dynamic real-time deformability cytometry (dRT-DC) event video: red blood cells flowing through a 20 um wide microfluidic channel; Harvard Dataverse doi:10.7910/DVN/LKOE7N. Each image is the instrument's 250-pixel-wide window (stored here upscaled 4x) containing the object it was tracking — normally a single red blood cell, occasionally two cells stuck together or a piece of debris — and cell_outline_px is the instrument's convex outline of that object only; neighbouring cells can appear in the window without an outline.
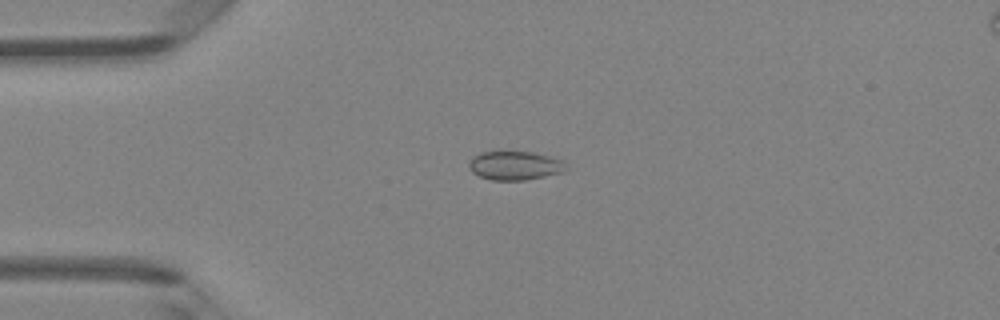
{"species": "Egyptian fruit bat (a non-hibernating species)", "species_latin": "Rousettus aegyptiacus", "temperature_condition": "room temperature", "stored_images_in_passage": 47, "camera_frame_rate_fps": 3000, "um_per_image_px": 0.085, "animal": {"sex": "female"}, "frame": {"image": 1, "passage_image": 12, "time_ms": 3.667, "image_size_px": [1000, 320], "cell_outline_px": [[568, 168], [564, 172], [524, 180], [492, 180], [480, 176], [472, 172], [468, 168], [468, 164], [472, 156], [480, 152], [532, 152], [564, 160]], "centroid_in_image_um": [43.77, 14.07], "position_along_channel_um": 41.2, "area_um2": 16.36}}
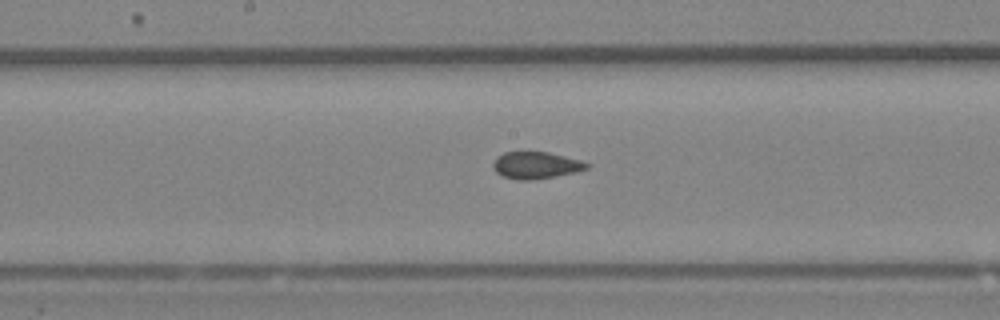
{"frame": {"image": 2, "passage_image": 25, "time_ms": 8.0, "image_size_px": [1000, 320], "cell_outline_px": [[592, 164], [588, 168], [576, 172], [556, 176], [532, 180], [516, 180], [504, 176], [496, 172], [492, 168], [492, 164], [496, 156], [504, 152], [548, 152], [580, 160]], "centroid_in_image_um": [45.54, 14.05], "position_along_channel_um": 202.7, "area_um2": 14.8}}
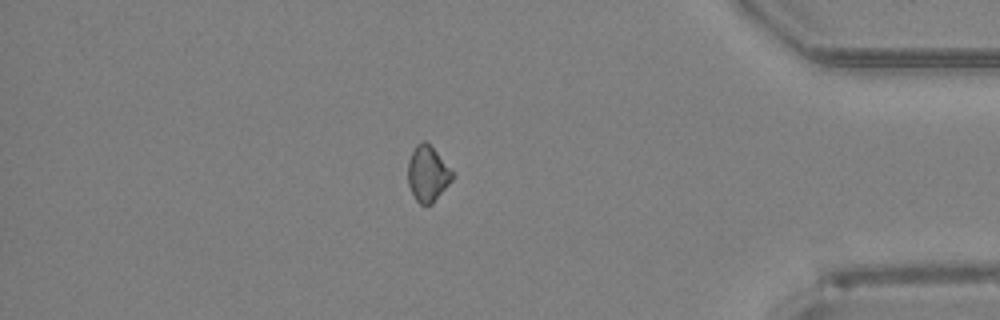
{"frame": {"image": 3, "passage_image": 41, "time_ms": 13.333, "image_size_px": [1000, 320], "cell_outline_px": [[456, 176], [432, 204], [420, 204], [416, 200], [408, 184], [408, 160], [416, 144], [424, 140], [436, 152]], "centroid_in_image_um": [36.35, 14.78], "position_along_channel_um": 398.8, "area_um2": 14.22}, "authors_computed_cell_mechanics": {"area_um2": 15.0858, "velocity_mm_per_s": 4.3043, "shape_relaxation_time_tau1_ms": null, "shape_relaxation_time_tau2_ms": 5.8396, "deformation_change_tau1": null, "deformation_change_tau2": 0.0903}}